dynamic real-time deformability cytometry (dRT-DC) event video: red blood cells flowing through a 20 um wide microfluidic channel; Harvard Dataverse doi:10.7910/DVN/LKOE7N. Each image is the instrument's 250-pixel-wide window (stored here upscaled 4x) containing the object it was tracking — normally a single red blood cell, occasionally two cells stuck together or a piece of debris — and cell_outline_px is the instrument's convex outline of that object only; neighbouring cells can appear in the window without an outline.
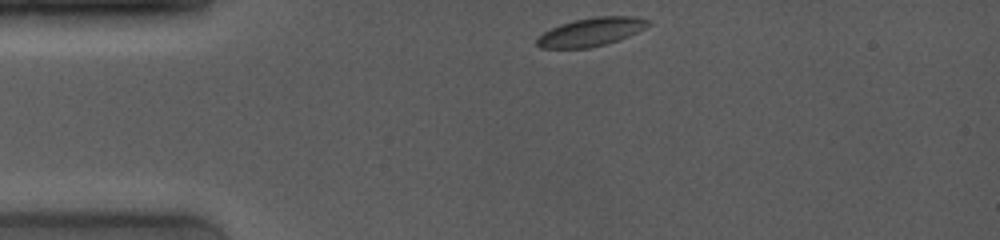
{"species": "common noctule bat (a hibernating species)", "species_latin": "Nyctalus noctula", "temperature_condition": "room temperature", "stored_images_in_passage": 22, "camera_frame_rate_fps": 4000, "um_per_image_px": 0.085, "animal": {"sex": "female", "body_mass_g": 19.0, "forearm_length_mm": 53.3}, "frame": {"image": 1, "passage_image": 1, "time_ms": 0.0, "image_size_px": [1000, 240], "cell_outline_px": [[652, 24], [628, 36], [604, 44], [588, 48], [540, 48], [536, 44], [536, 36], [560, 24], [572, 20], [596, 16], [636, 16], [652, 20]], "centroid_in_image_um": [50.24, 2.7], "position_along_channel_um": 34.8, "area_um2": 18.5}}
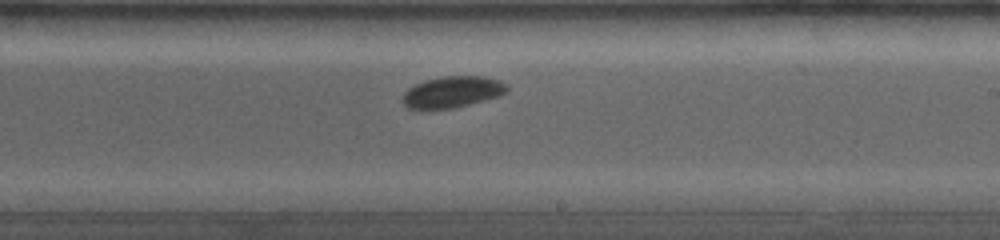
{"frame": {"image": 2, "passage_image": 17, "time_ms": 6.5, "image_size_px": [1000, 240], "cell_outline_px": [[508, 92], [500, 96], [452, 108], [420, 112], [408, 108], [404, 104], [404, 92], [408, 88], [424, 80], [440, 76], [484, 76], [500, 80], [508, 88]], "centroid_in_image_um": [38.41, 7.84], "position_along_channel_um": 250.6, "area_um2": 19.48}}
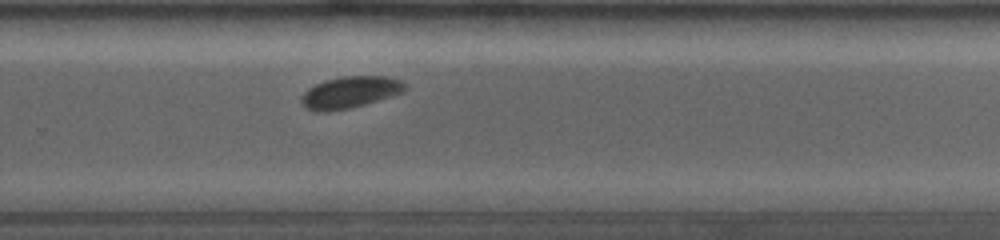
{"frame": {"image": 3, "passage_image": 20, "time_ms": 7.75, "image_size_px": [1000, 240], "cell_outline_px": [[408, 88], [404, 92], [392, 96], [352, 108], [328, 112], [316, 112], [304, 108], [300, 104], [300, 96], [308, 88], [324, 80], [344, 76], [384, 76], [400, 80], [408, 84]], "centroid_in_image_um": [29.73, 7.86], "position_along_channel_um": 300.1, "area_um2": 19.59}}